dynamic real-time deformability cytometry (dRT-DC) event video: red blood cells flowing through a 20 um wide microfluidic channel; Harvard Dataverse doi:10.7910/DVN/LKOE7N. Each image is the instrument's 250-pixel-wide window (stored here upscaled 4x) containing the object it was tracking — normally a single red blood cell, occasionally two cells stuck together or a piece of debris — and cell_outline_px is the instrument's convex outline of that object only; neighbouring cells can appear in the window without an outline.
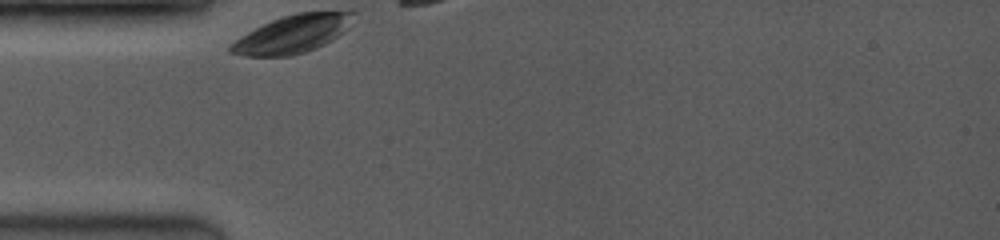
{"species": "common noctule bat (a hibernating species)", "species_latin": "Nyctalus noctula", "temperature_condition": "room temperature", "stored_images_in_passage": 4, "camera_frame_rate_fps": 3500, "um_per_image_px": 0.085, "animal": {"sex": "female", "body_mass_g": 19.0, "forearm_length_mm": 53.3}, "frame": {"image": 1, "passage_image": 1, "time_ms": 0.0, "image_size_px": [1000, 240], "cell_outline_px": [[356, 12], [348, 28], [344, 32], [332, 40], [316, 48], [304, 52], [288, 56], [248, 56], [228, 52], [228, 48], [240, 36], [280, 16], [296, 12]], "centroid_in_image_um": [24.87, 2.89], "position_along_channel_um": 60.1, "area_um2": 26.82}}